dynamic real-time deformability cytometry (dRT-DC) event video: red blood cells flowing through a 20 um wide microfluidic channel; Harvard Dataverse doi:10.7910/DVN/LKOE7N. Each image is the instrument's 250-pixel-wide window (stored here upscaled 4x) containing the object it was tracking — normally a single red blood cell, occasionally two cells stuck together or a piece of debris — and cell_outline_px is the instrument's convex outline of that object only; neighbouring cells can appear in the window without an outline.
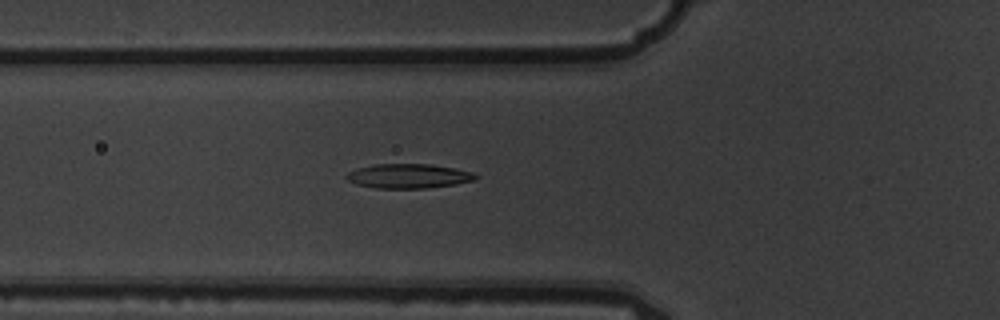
{"species": "common noctule bat (a hibernating species)", "species_latin": "Nyctalus noctula", "temperature_condition": "warm", "stored_images_in_passage": 5, "camera_frame_rate_fps": 3000, "um_per_image_px": 0.085, "animal": {"sex": "male", "body_mass_g": 19.5, "forearm_length_mm": 54.6}, "frame": {"image": 1, "passage_image": 5, "time_ms": 1.333, "image_size_px": [1000, 320], "cell_outline_px": [[480, 176], [476, 180], [456, 184], [428, 188], [376, 188], [356, 184], [348, 180], [344, 176], [348, 172], [356, 168], [376, 164], [432, 164], [472, 172]], "centroid_in_image_um": [34.73, 14.96], "position_along_channel_um": 91.1, "area_um2": 18.44}}